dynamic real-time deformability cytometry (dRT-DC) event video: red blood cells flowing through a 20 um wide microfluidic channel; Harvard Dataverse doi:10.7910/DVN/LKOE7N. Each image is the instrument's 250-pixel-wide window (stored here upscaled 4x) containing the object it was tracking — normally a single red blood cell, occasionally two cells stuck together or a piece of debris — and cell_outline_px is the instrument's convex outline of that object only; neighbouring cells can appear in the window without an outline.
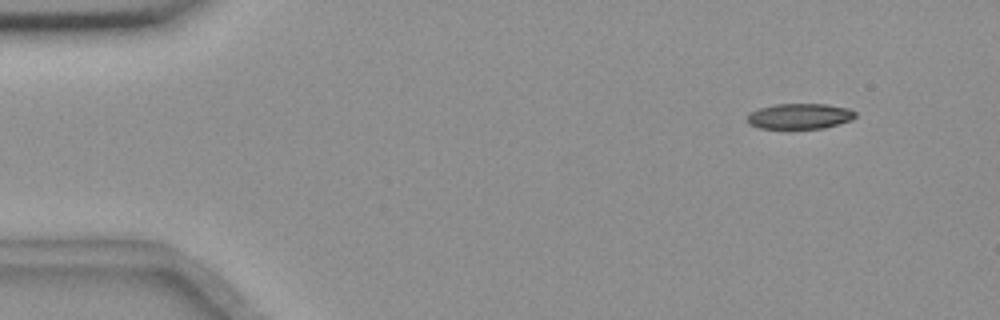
{"species": "common noctule bat (a hibernating species)", "species_latin": "Nyctalus noctula", "temperature_condition": "room temperature", "stored_images_in_passage": 5, "camera_frame_rate_fps": 3000, "um_per_image_px": 0.085, "animal": {"sex": "female", "body_mass_g": 18.4}, "frame": {"image": 1, "passage_image": 2, "time_ms": 1.0, "image_size_px": [1000, 320], "cell_outline_px": [[856, 116], [852, 120], [840, 124], [824, 128], [760, 128], [748, 124], [748, 112], [760, 108], [776, 104], [828, 104], [848, 108], [856, 112]], "centroid_in_image_um": [68.0, 9.87], "position_along_channel_um": 17.0, "area_um2": 16.13}}